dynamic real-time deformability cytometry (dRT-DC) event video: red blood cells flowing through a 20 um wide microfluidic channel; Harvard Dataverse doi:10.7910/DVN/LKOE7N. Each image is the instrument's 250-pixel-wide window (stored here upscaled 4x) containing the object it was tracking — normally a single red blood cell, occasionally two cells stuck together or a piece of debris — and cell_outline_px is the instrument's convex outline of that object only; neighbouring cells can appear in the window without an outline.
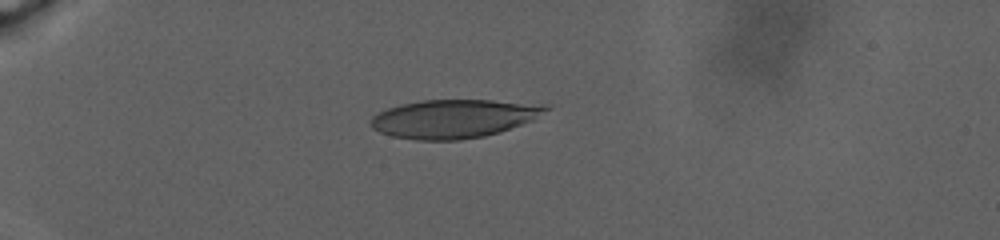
{"species": "human", "species_latin": "Homo sapiens", "temperature_condition": "warm", "stored_images_in_passage": 23, "camera_frame_rate_fps": 3000, "um_per_image_px": 0.085, "donor": {"sex": "male"}, "frame": {"image": 1, "passage_image": 1, "time_ms": 0.0, "image_size_px": [1000, 240], "cell_outline_px": [[552, 108], [532, 120], [500, 132], [484, 136], [460, 140], [416, 140], [392, 136], [380, 132], [372, 128], [372, 116], [376, 112], [400, 104], [424, 100], [492, 100], [548, 104]], "centroid_in_image_um": [38.6, 10.08], "position_along_channel_um": 46.4, "area_um2": 39.42}}
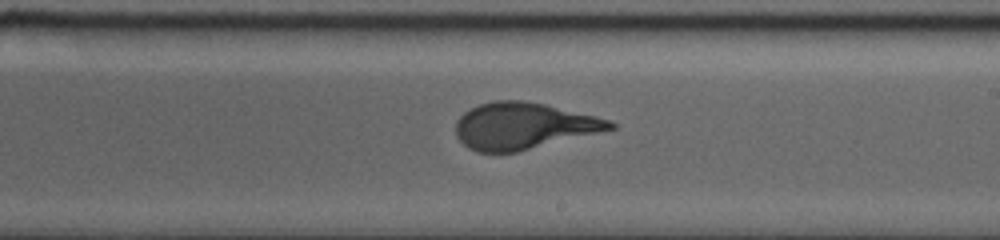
{"frame": {"image": 2, "passage_image": 12, "time_ms": 11.0, "image_size_px": [1000, 240], "cell_outline_px": [[616, 128], [516, 152], [476, 152], [468, 148], [456, 136], [456, 120], [464, 112], [480, 104], [492, 100], [524, 100], [544, 104], [596, 116], [608, 120], [616, 124]], "centroid_in_image_um": [44.46, 10.7], "position_along_channel_um": 244.5, "area_um2": 41.56}}
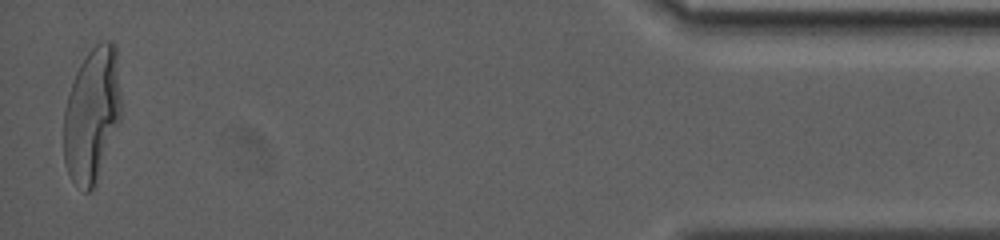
{"frame": {"image": 3, "passage_image": 23, "time_ms": 22.0, "image_size_px": [1000, 240], "cell_outline_px": [[120, 120], [96, 184], [88, 192], [84, 192], [72, 180], [68, 172], [64, 160], [64, 108], [76, 72], [80, 64], [88, 52], [96, 44], [104, 40], [112, 40], [116, 44], [120, 96]], "centroid_in_image_um": [7.82, 9.75], "position_along_channel_um": 427.4, "area_um2": 44.91}}